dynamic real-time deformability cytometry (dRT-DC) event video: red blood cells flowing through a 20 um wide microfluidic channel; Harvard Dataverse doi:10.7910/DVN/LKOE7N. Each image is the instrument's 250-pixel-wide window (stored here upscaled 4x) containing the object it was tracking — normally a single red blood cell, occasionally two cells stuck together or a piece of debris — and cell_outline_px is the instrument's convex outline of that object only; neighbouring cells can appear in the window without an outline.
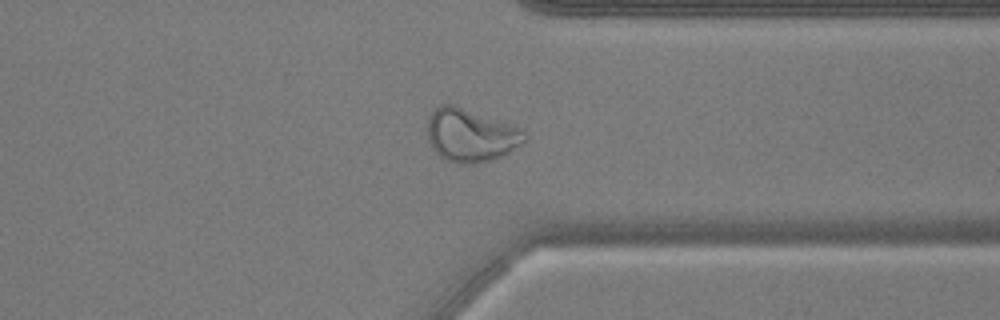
{"species": "common noctule bat (a hibernating species)", "species_latin": "Nyctalus noctula", "temperature_condition": "warm", "stored_images_in_passage": 43, "camera_frame_rate_fps": 3000, "um_per_image_px": 0.085, "animal": {"sex": "male", "body_mass_g": 17.9, "forearm_length_mm": 54.2}, "frame": {"image": 1, "passage_image": 31, "time_ms": 10.0, "image_size_px": [1000, 320], "cell_outline_px": [[528, 140], [508, 152], [500, 156], [476, 164], [460, 164], [448, 160], [440, 156], [432, 148], [428, 140], [428, 120], [432, 112], [440, 104], [456, 104], [516, 128], [524, 132], [528, 136]], "centroid_in_image_um": [39.97, 11.5], "position_along_channel_um": 371.4, "area_um2": 29.54}}
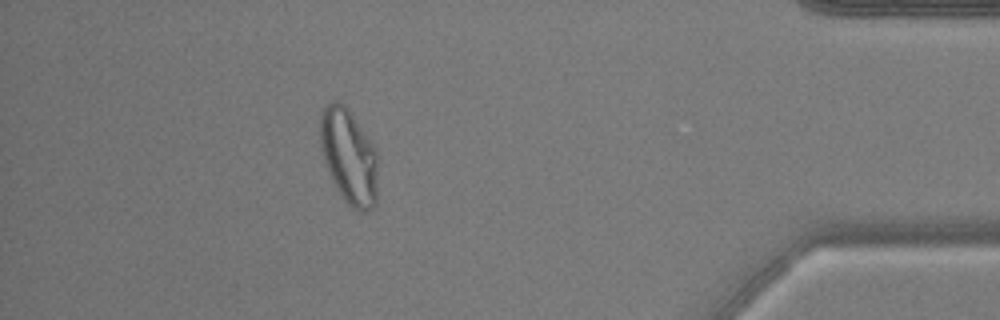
{"frame": {"image": 2, "passage_image": 37, "time_ms": 12.0, "image_size_px": [1000, 320], "cell_outline_px": [[380, 156], [376, 200], [372, 208], [364, 212], [360, 212], [352, 208], [340, 196], [328, 172], [320, 152], [320, 112], [332, 100], [340, 100], [348, 108], [376, 148]], "centroid_in_image_um": [29.67, 13.3], "position_along_channel_um": 405.5, "area_um2": 33.0}, "authors_computed_cell_mechanics": {"area_um2": 27.744, "velocity_mm_per_s": 3.8152, "shape_relaxation_time_tau1_ms": null, "shape_relaxation_time_tau2_ms": 1.5516, "deformation_change_tau1": null, "deformation_change_tau2": 0.0908}}